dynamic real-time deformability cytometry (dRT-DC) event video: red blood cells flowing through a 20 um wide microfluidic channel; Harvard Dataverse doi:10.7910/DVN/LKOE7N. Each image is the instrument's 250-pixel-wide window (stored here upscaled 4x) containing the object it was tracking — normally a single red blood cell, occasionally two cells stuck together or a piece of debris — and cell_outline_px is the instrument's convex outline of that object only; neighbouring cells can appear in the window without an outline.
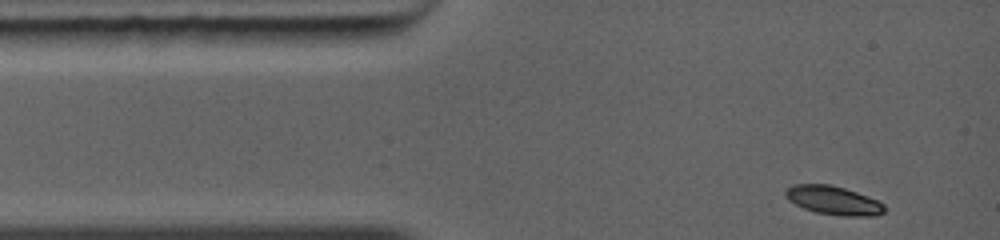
{"species": "common noctule bat (a hibernating species)", "species_latin": "Nyctalus noctula", "temperature_condition": "warm", "stored_images_in_passage": 11, "camera_frame_rate_fps": 5000, "um_per_image_px": 0.085, "animal": {"sex": "female", "body_mass_g": 19.0, "forearm_length_mm": 56.7}, "frame": {"image": 1, "passage_image": 1, "time_ms": 0.0, "image_size_px": [1000, 240], "cell_outline_px": [[884, 212], [876, 216], [844, 216], [816, 212], [804, 208], [788, 200], [784, 196], [784, 192], [792, 184], [828, 184], [844, 188], [856, 192], [876, 200], [884, 204]], "centroid_in_image_um": [70.82, 17.03], "position_along_channel_um": 14.2, "area_um2": 16.42}}
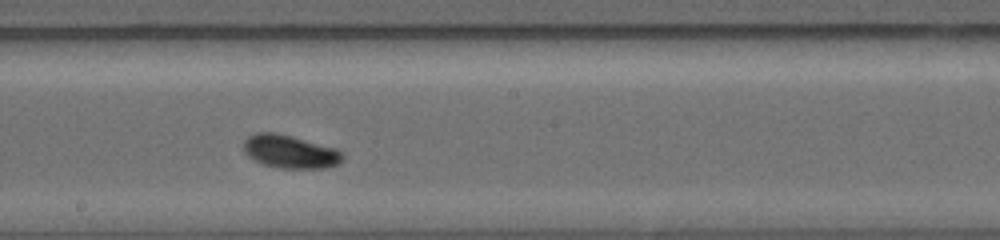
{"frame": {"image": 2, "passage_image": 7, "time_ms": 5.6, "image_size_px": [1000, 240], "cell_outline_px": [[344, 156], [336, 164], [328, 168], [280, 168], [264, 164], [248, 156], [244, 152], [244, 140], [248, 136], [256, 132], [276, 132], [292, 136], [336, 148]], "centroid_in_image_um": [24.63, 12.87], "position_along_channel_um": 223.6, "area_um2": 19.02}}
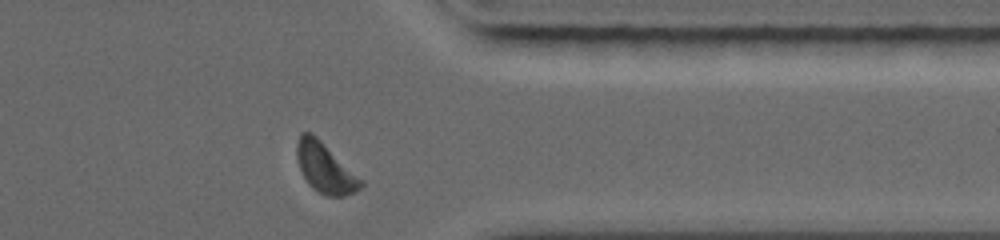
{"frame": {"image": 3, "passage_image": 11, "time_ms": 9.2, "image_size_px": [1000, 240], "cell_outline_px": [[364, 184], [356, 192], [344, 196], [328, 196], [312, 188], [308, 184], [300, 168], [296, 156], [296, 144], [300, 136], [304, 132], [312, 132], [364, 180]], "centroid_in_image_um": [27.66, 14.28], "position_along_channel_um": 383.7, "area_um2": 18.61}}